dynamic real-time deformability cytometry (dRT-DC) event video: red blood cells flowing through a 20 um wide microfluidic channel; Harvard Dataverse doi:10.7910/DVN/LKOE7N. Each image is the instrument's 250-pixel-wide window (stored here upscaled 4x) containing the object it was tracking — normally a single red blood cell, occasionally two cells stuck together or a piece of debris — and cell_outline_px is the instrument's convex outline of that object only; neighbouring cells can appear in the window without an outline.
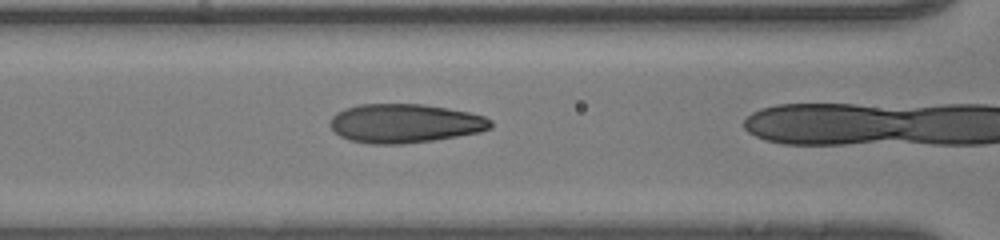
{"species": "human", "species_latin": "Homo sapiens", "temperature_condition": "room temperature", "stored_images_in_passage": 25, "camera_frame_rate_fps": 3000, "um_per_image_px": 0.085, "donor": {"sex": "male"}, "frame": {"image": 1, "passage_image": 24, "time_ms": 7.667, "image_size_px": [1000, 240], "cell_outline_px": [[492, 128], [480, 132], [432, 140], [400, 144], [368, 144], [348, 140], [340, 136], [328, 124], [332, 116], [336, 112], [344, 108], [360, 104], [424, 104], [448, 108], [468, 112], [484, 116], [492, 120]], "centroid_in_image_um": [34.39, 10.48], "position_along_channel_um": 132.2, "area_um2": 36.59}}